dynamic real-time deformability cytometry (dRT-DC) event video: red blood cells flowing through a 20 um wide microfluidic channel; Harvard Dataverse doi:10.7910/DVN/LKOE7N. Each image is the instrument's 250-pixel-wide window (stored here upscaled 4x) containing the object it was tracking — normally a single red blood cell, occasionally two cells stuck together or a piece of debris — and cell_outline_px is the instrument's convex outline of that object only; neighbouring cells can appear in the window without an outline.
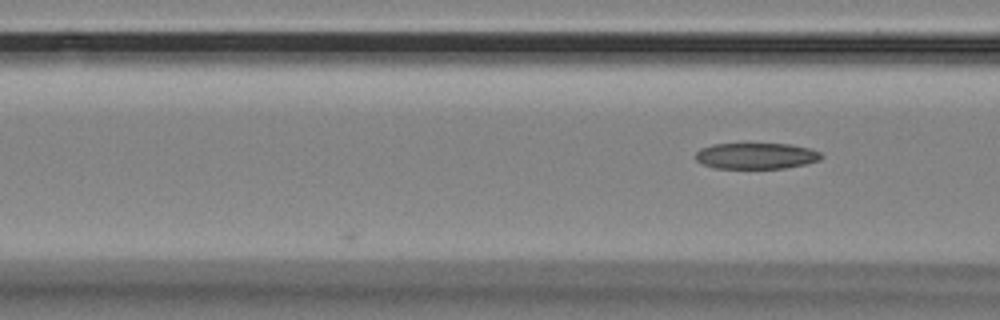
{"species": "Egyptian fruit bat (a non-hibernating species)", "species_latin": "Rousettus aegyptiacus", "temperature_condition": "room temperature", "stored_images_in_passage": 4, "camera_frame_rate_fps": 3000, "um_per_image_px": 0.085, "animal": {"sex": "female"}, "frame": {"image": 1, "passage_image": 4, "time_ms": 1.0, "image_size_px": [1000, 320], "cell_outline_px": [[824, 156], [820, 160], [804, 164], [784, 168], [712, 168], [700, 164], [696, 160], [696, 152], [700, 148], [712, 144], [792, 144], [812, 148], [820, 152]], "centroid_in_image_um": [64.27, 13.25], "position_along_channel_um": 102.3, "area_um2": 19.31}}